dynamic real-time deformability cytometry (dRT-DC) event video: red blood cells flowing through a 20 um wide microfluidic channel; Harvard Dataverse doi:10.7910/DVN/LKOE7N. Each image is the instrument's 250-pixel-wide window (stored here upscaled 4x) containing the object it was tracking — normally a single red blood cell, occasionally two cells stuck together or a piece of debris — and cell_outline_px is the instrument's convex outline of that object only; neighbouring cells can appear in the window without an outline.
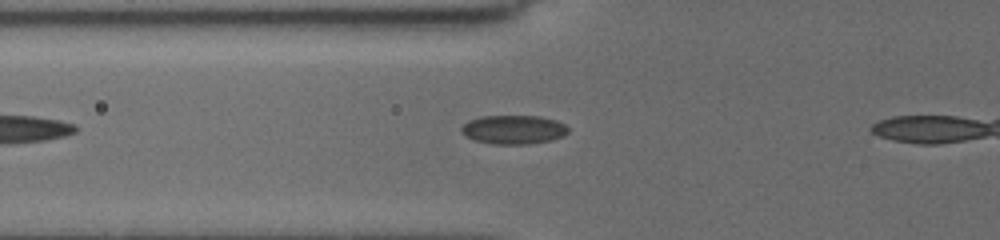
{"species": "common noctule bat (a hibernating species)", "species_latin": "Nyctalus noctula", "temperature_condition": "cold", "stored_images_in_passage": 6, "camera_frame_rate_fps": 3000, "um_per_image_px": 0.085, "animal": {"sex": "female", "body_mass_g": 19.5, "forearm_length_mm": 54.1}, "frame": {"image": 1, "passage_image": 2, "time_ms": 0.333, "image_size_px": [1000, 240], "cell_outline_px": [[568, 132], [564, 136], [548, 140], [528, 144], [492, 144], [476, 140], [464, 136], [460, 132], [460, 128], [468, 120], [480, 116], [540, 116], [556, 120], [564, 124], [568, 128]], "centroid_in_image_um": [43.62, 11.01], "position_along_channel_um": 82.2, "area_um2": 18.03}}